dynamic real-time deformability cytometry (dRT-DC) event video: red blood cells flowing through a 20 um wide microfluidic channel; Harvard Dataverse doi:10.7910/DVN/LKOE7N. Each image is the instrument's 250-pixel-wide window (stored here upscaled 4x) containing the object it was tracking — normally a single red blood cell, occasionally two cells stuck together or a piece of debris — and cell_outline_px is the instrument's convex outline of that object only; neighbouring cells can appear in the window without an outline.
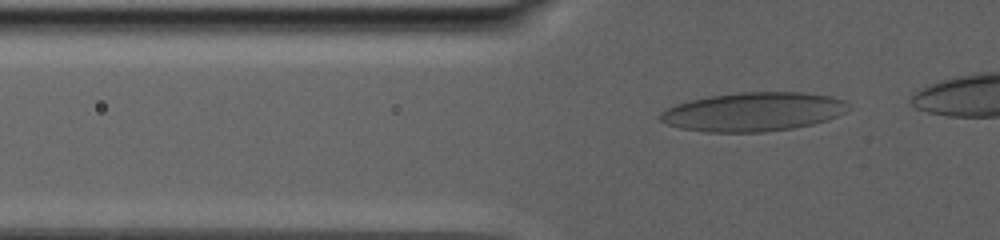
{"species": "human", "species_latin": "Homo sapiens", "temperature_condition": "warm", "stored_images_in_passage": 47, "camera_frame_rate_fps": 3000, "um_per_image_px": 0.085, "donor": {"sex": "male"}, "frame": {"image": 1, "passage_image": 3, "time_ms": 0.667, "image_size_px": [1000, 240], "cell_outline_px": [[848, 104], [844, 112], [828, 120], [812, 124], [792, 128], [760, 132], [704, 132], [680, 128], [668, 124], [660, 120], [660, 112], [676, 104], [708, 96], [740, 92], [804, 92], [832, 96], [844, 100]], "centroid_in_image_um": [64.02, 9.5], "position_along_channel_um": 61.8, "area_um2": 42.48}}
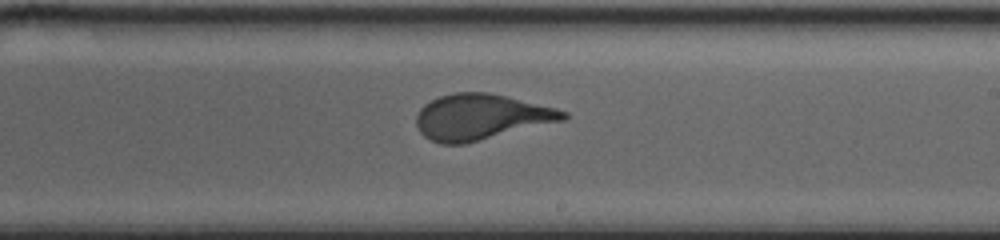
{"frame": {"image": 2, "passage_image": 26, "time_ms": 8.333, "image_size_px": [1000, 240], "cell_outline_px": [[568, 116], [564, 120], [464, 144], [440, 144], [424, 136], [420, 132], [416, 124], [416, 116], [420, 108], [424, 104], [440, 96], [456, 92], [488, 92], [556, 108], [568, 112]], "centroid_in_image_um": [40.86, 9.94], "position_along_channel_um": 248.1, "area_um2": 38.84}}
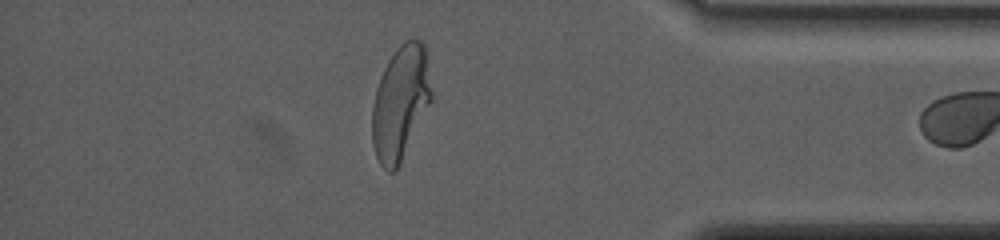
{"frame": {"image": 3, "passage_image": 46, "time_ms": 15.0, "image_size_px": [1000, 240], "cell_outline_px": [[432, 100], [400, 164], [392, 172], [388, 172], [380, 164], [376, 156], [372, 144], [372, 108], [376, 88], [380, 76], [388, 60], [396, 48], [404, 40], [412, 36], [420, 40], [424, 44], [432, 92]], "centroid_in_image_um": [34.03, 8.7], "position_along_channel_um": 401.2, "area_um2": 39.54}}